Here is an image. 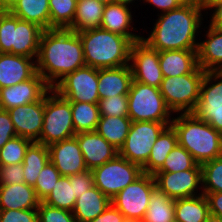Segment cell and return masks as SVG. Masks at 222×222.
I'll return each instance as SVG.
<instances>
[{
	"label": "cell",
	"mask_w": 222,
	"mask_h": 222,
	"mask_svg": "<svg viewBox=\"0 0 222 222\" xmlns=\"http://www.w3.org/2000/svg\"><path fill=\"white\" fill-rule=\"evenodd\" d=\"M52 88L37 72L31 79L0 89V109L9 110L17 106L41 100Z\"/></svg>",
	"instance_id": "cell-16"
},
{
	"label": "cell",
	"mask_w": 222,
	"mask_h": 222,
	"mask_svg": "<svg viewBox=\"0 0 222 222\" xmlns=\"http://www.w3.org/2000/svg\"><path fill=\"white\" fill-rule=\"evenodd\" d=\"M163 77L192 73L198 67L197 50H166L159 52Z\"/></svg>",
	"instance_id": "cell-23"
},
{
	"label": "cell",
	"mask_w": 222,
	"mask_h": 222,
	"mask_svg": "<svg viewBox=\"0 0 222 222\" xmlns=\"http://www.w3.org/2000/svg\"><path fill=\"white\" fill-rule=\"evenodd\" d=\"M207 198L210 214L222 218V192H202Z\"/></svg>",
	"instance_id": "cell-48"
},
{
	"label": "cell",
	"mask_w": 222,
	"mask_h": 222,
	"mask_svg": "<svg viewBox=\"0 0 222 222\" xmlns=\"http://www.w3.org/2000/svg\"><path fill=\"white\" fill-rule=\"evenodd\" d=\"M183 4H194L200 6L201 0H181Z\"/></svg>",
	"instance_id": "cell-54"
},
{
	"label": "cell",
	"mask_w": 222,
	"mask_h": 222,
	"mask_svg": "<svg viewBox=\"0 0 222 222\" xmlns=\"http://www.w3.org/2000/svg\"><path fill=\"white\" fill-rule=\"evenodd\" d=\"M37 211L38 222H77L72 212L49 206L42 201Z\"/></svg>",
	"instance_id": "cell-42"
},
{
	"label": "cell",
	"mask_w": 222,
	"mask_h": 222,
	"mask_svg": "<svg viewBox=\"0 0 222 222\" xmlns=\"http://www.w3.org/2000/svg\"><path fill=\"white\" fill-rule=\"evenodd\" d=\"M61 177V174L56 169L54 164L49 161L44 168L40 171L36 180V184L33 187L37 198L43 201L46 196L52 191L57 180Z\"/></svg>",
	"instance_id": "cell-40"
},
{
	"label": "cell",
	"mask_w": 222,
	"mask_h": 222,
	"mask_svg": "<svg viewBox=\"0 0 222 222\" xmlns=\"http://www.w3.org/2000/svg\"><path fill=\"white\" fill-rule=\"evenodd\" d=\"M205 222H222V218L213 214H209Z\"/></svg>",
	"instance_id": "cell-53"
},
{
	"label": "cell",
	"mask_w": 222,
	"mask_h": 222,
	"mask_svg": "<svg viewBox=\"0 0 222 222\" xmlns=\"http://www.w3.org/2000/svg\"><path fill=\"white\" fill-rule=\"evenodd\" d=\"M153 177L156 188L169 198H189L197 196L195 190L202 184V168L196 164L192 169L185 171L156 172Z\"/></svg>",
	"instance_id": "cell-15"
},
{
	"label": "cell",
	"mask_w": 222,
	"mask_h": 222,
	"mask_svg": "<svg viewBox=\"0 0 222 222\" xmlns=\"http://www.w3.org/2000/svg\"><path fill=\"white\" fill-rule=\"evenodd\" d=\"M50 161L48 146L33 141L27 148L23 160L24 180L27 185L35 186L40 171Z\"/></svg>",
	"instance_id": "cell-32"
},
{
	"label": "cell",
	"mask_w": 222,
	"mask_h": 222,
	"mask_svg": "<svg viewBox=\"0 0 222 222\" xmlns=\"http://www.w3.org/2000/svg\"><path fill=\"white\" fill-rule=\"evenodd\" d=\"M125 220V216L110 203L103 213L89 222H124Z\"/></svg>",
	"instance_id": "cell-47"
},
{
	"label": "cell",
	"mask_w": 222,
	"mask_h": 222,
	"mask_svg": "<svg viewBox=\"0 0 222 222\" xmlns=\"http://www.w3.org/2000/svg\"><path fill=\"white\" fill-rule=\"evenodd\" d=\"M178 144V137L172 125L167 126L151 148L147 162L142 166L143 173L154 175L162 166L166 157Z\"/></svg>",
	"instance_id": "cell-27"
},
{
	"label": "cell",
	"mask_w": 222,
	"mask_h": 222,
	"mask_svg": "<svg viewBox=\"0 0 222 222\" xmlns=\"http://www.w3.org/2000/svg\"><path fill=\"white\" fill-rule=\"evenodd\" d=\"M0 222H38L37 209L0 210Z\"/></svg>",
	"instance_id": "cell-43"
},
{
	"label": "cell",
	"mask_w": 222,
	"mask_h": 222,
	"mask_svg": "<svg viewBox=\"0 0 222 222\" xmlns=\"http://www.w3.org/2000/svg\"><path fill=\"white\" fill-rule=\"evenodd\" d=\"M97 1L104 5L114 3V0H97Z\"/></svg>",
	"instance_id": "cell-56"
},
{
	"label": "cell",
	"mask_w": 222,
	"mask_h": 222,
	"mask_svg": "<svg viewBox=\"0 0 222 222\" xmlns=\"http://www.w3.org/2000/svg\"><path fill=\"white\" fill-rule=\"evenodd\" d=\"M69 102L98 104V69L83 66L67 74L53 88Z\"/></svg>",
	"instance_id": "cell-12"
},
{
	"label": "cell",
	"mask_w": 222,
	"mask_h": 222,
	"mask_svg": "<svg viewBox=\"0 0 222 222\" xmlns=\"http://www.w3.org/2000/svg\"><path fill=\"white\" fill-rule=\"evenodd\" d=\"M50 161L61 176H70L87 171L77 138L71 137L48 146Z\"/></svg>",
	"instance_id": "cell-18"
},
{
	"label": "cell",
	"mask_w": 222,
	"mask_h": 222,
	"mask_svg": "<svg viewBox=\"0 0 222 222\" xmlns=\"http://www.w3.org/2000/svg\"><path fill=\"white\" fill-rule=\"evenodd\" d=\"M220 3H222V0H201L200 7L202 8V10H211L214 6Z\"/></svg>",
	"instance_id": "cell-51"
},
{
	"label": "cell",
	"mask_w": 222,
	"mask_h": 222,
	"mask_svg": "<svg viewBox=\"0 0 222 222\" xmlns=\"http://www.w3.org/2000/svg\"><path fill=\"white\" fill-rule=\"evenodd\" d=\"M206 36L198 44V66L204 71H222V29L209 25Z\"/></svg>",
	"instance_id": "cell-25"
},
{
	"label": "cell",
	"mask_w": 222,
	"mask_h": 222,
	"mask_svg": "<svg viewBox=\"0 0 222 222\" xmlns=\"http://www.w3.org/2000/svg\"><path fill=\"white\" fill-rule=\"evenodd\" d=\"M17 136L38 141L43 129L44 97L8 110Z\"/></svg>",
	"instance_id": "cell-17"
},
{
	"label": "cell",
	"mask_w": 222,
	"mask_h": 222,
	"mask_svg": "<svg viewBox=\"0 0 222 222\" xmlns=\"http://www.w3.org/2000/svg\"><path fill=\"white\" fill-rule=\"evenodd\" d=\"M68 177L70 183H73V190L76 199L94 186V178L91 170H87L83 173L75 175H70Z\"/></svg>",
	"instance_id": "cell-45"
},
{
	"label": "cell",
	"mask_w": 222,
	"mask_h": 222,
	"mask_svg": "<svg viewBox=\"0 0 222 222\" xmlns=\"http://www.w3.org/2000/svg\"><path fill=\"white\" fill-rule=\"evenodd\" d=\"M94 186L110 200L143 174L142 167L119 154L92 170Z\"/></svg>",
	"instance_id": "cell-9"
},
{
	"label": "cell",
	"mask_w": 222,
	"mask_h": 222,
	"mask_svg": "<svg viewBox=\"0 0 222 222\" xmlns=\"http://www.w3.org/2000/svg\"><path fill=\"white\" fill-rule=\"evenodd\" d=\"M132 22V14L129 6L114 2L105 5L100 27L129 38L134 43L141 40L143 36L133 34L129 31V29H134L130 25Z\"/></svg>",
	"instance_id": "cell-24"
},
{
	"label": "cell",
	"mask_w": 222,
	"mask_h": 222,
	"mask_svg": "<svg viewBox=\"0 0 222 222\" xmlns=\"http://www.w3.org/2000/svg\"><path fill=\"white\" fill-rule=\"evenodd\" d=\"M111 203V200L96 186L80 195L72 213L77 222H89L99 216Z\"/></svg>",
	"instance_id": "cell-26"
},
{
	"label": "cell",
	"mask_w": 222,
	"mask_h": 222,
	"mask_svg": "<svg viewBox=\"0 0 222 222\" xmlns=\"http://www.w3.org/2000/svg\"><path fill=\"white\" fill-rule=\"evenodd\" d=\"M135 2V0H114L115 3H118V4H123V5H126V6H129V4L132 2Z\"/></svg>",
	"instance_id": "cell-55"
},
{
	"label": "cell",
	"mask_w": 222,
	"mask_h": 222,
	"mask_svg": "<svg viewBox=\"0 0 222 222\" xmlns=\"http://www.w3.org/2000/svg\"><path fill=\"white\" fill-rule=\"evenodd\" d=\"M129 64L134 81L159 88L163 80L159 52L142 39L132 44Z\"/></svg>",
	"instance_id": "cell-14"
},
{
	"label": "cell",
	"mask_w": 222,
	"mask_h": 222,
	"mask_svg": "<svg viewBox=\"0 0 222 222\" xmlns=\"http://www.w3.org/2000/svg\"><path fill=\"white\" fill-rule=\"evenodd\" d=\"M124 222H142L141 220L126 219Z\"/></svg>",
	"instance_id": "cell-57"
},
{
	"label": "cell",
	"mask_w": 222,
	"mask_h": 222,
	"mask_svg": "<svg viewBox=\"0 0 222 222\" xmlns=\"http://www.w3.org/2000/svg\"><path fill=\"white\" fill-rule=\"evenodd\" d=\"M131 123L128 116H100L96 132L119 150L127 138Z\"/></svg>",
	"instance_id": "cell-29"
},
{
	"label": "cell",
	"mask_w": 222,
	"mask_h": 222,
	"mask_svg": "<svg viewBox=\"0 0 222 222\" xmlns=\"http://www.w3.org/2000/svg\"><path fill=\"white\" fill-rule=\"evenodd\" d=\"M22 163L0 166V185L24 183Z\"/></svg>",
	"instance_id": "cell-44"
},
{
	"label": "cell",
	"mask_w": 222,
	"mask_h": 222,
	"mask_svg": "<svg viewBox=\"0 0 222 222\" xmlns=\"http://www.w3.org/2000/svg\"><path fill=\"white\" fill-rule=\"evenodd\" d=\"M88 170L114 159L119 150L107 142L96 131L80 132L75 135Z\"/></svg>",
	"instance_id": "cell-19"
},
{
	"label": "cell",
	"mask_w": 222,
	"mask_h": 222,
	"mask_svg": "<svg viewBox=\"0 0 222 222\" xmlns=\"http://www.w3.org/2000/svg\"><path fill=\"white\" fill-rule=\"evenodd\" d=\"M205 72L199 66L189 74L163 77L159 90L172 113H193L197 107Z\"/></svg>",
	"instance_id": "cell-7"
},
{
	"label": "cell",
	"mask_w": 222,
	"mask_h": 222,
	"mask_svg": "<svg viewBox=\"0 0 222 222\" xmlns=\"http://www.w3.org/2000/svg\"><path fill=\"white\" fill-rule=\"evenodd\" d=\"M215 8L211 16L210 26L218 29H222V3L214 6Z\"/></svg>",
	"instance_id": "cell-50"
},
{
	"label": "cell",
	"mask_w": 222,
	"mask_h": 222,
	"mask_svg": "<svg viewBox=\"0 0 222 222\" xmlns=\"http://www.w3.org/2000/svg\"><path fill=\"white\" fill-rule=\"evenodd\" d=\"M132 80L130 65L98 69L99 98L105 99L116 95H128Z\"/></svg>",
	"instance_id": "cell-21"
},
{
	"label": "cell",
	"mask_w": 222,
	"mask_h": 222,
	"mask_svg": "<svg viewBox=\"0 0 222 222\" xmlns=\"http://www.w3.org/2000/svg\"><path fill=\"white\" fill-rule=\"evenodd\" d=\"M156 6L162 13L179 8L183 2L181 0H143Z\"/></svg>",
	"instance_id": "cell-49"
},
{
	"label": "cell",
	"mask_w": 222,
	"mask_h": 222,
	"mask_svg": "<svg viewBox=\"0 0 222 222\" xmlns=\"http://www.w3.org/2000/svg\"><path fill=\"white\" fill-rule=\"evenodd\" d=\"M77 33L82 41L86 66L107 69L130 64L133 42L129 38L101 27Z\"/></svg>",
	"instance_id": "cell-3"
},
{
	"label": "cell",
	"mask_w": 222,
	"mask_h": 222,
	"mask_svg": "<svg viewBox=\"0 0 222 222\" xmlns=\"http://www.w3.org/2000/svg\"><path fill=\"white\" fill-rule=\"evenodd\" d=\"M104 7L97 0H77L74 20L69 30L82 32L100 27Z\"/></svg>",
	"instance_id": "cell-31"
},
{
	"label": "cell",
	"mask_w": 222,
	"mask_h": 222,
	"mask_svg": "<svg viewBox=\"0 0 222 222\" xmlns=\"http://www.w3.org/2000/svg\"><path fill=\"white\" fill-rule=\"evenodd\" d=\"M175 200L157 188L153 191L142 222H174Z\"/></svg>",
	"instance_id": "cell-33"
},
{
	"label": "cell",
	"mask_w": 222,
	"mask_h": 222,
	"mask_svg": "<svg viewBox=\"0 0 222 222\" xmlns=\"http://www.w3.org/2000/svg\"><path fill=\"white\" fill-rule=\"evenodd\" d=\"M167 126L152 121L132 122L119 155L142 167L150 156L154 142Z\"/></svg>",
	"instance_id": "cell-10"
},
{
	"label": "cell",
	"mask_w": 222,
	"mask_h": 222,
	"mask_svg": "<svg viewBox=\"0 0 222 222\" xmlns=\"http://www.w3.org/2000/svg\"><path fill=\"white\" fill-rule=\"evenodd\" d=\"M156 189L153 175L143 173L111 199L126 219L143 220L150 198Z\"/></svg>",
	"instance_id": "cell-11"
},
{
	"label": "cell",
	"mask_w": 222,
	"mask_h": 222,
	"mask_svg": "<svg viewBox=\"0 0 222 222\" xmlns=\"http://www.w3.org/2000/svg\"><path fill=\"white\" fill-rule=\"evenodd\" d=\"M36 64L37 72L51 88L67 74L85 66L79 34L69 29L43 30Z\"/></svg>",
	"instance_id": "cell-1"
},
{
	"label": "cell",
	"mask_w": 222,
	"mask_h": 222,
	"mask_svg": "<svg viewBox=\"0 0 222 222\" xmlns=\"http://www.w3.org/2000/svg\"><path fill=\"white\" fill-rule=\"evenodd\" d=\"M42 32L38 25L21 20L9 10H0V53L37 60Z\"/></svg>",
	"instance_id": "cell-5"
},
{
	"label": "cell",
	"mask_w": 222,
	"mask_h": 222,
	"mask_svg": "<svg viewBox=\"0 0 222 222\" xmlns=\"http://www.w3.org/2000/svg\"><path fill=\"white\" fill-rule=\"evenodd\" d=\"M16 136L9 112L0 109V148H2L7 141Z\"/></svg>",
	"instance_id": "cell-46"
},
{
	"label": "cell",
	"mask_w": 222,
	"mask_h": 222,
	"mask_svg": "<svg viewBox=\"0 0 222 222\" xmlns=\"http://www.w3.org/2000/svg\"><path fill=\"white\" fill-rule=\"evenodd\" d=\"M127 97L128 117L132 122L152 121L171 125L172 111L167 106L159 88L132 80Z\"/></svg>",
	"instance_id": "cell-6"
},
{
	"label": "cell",
	"mask_w": 222,
	"mask_h": 222,
	"mask_svg": "<svg viewBox=\"0 0 222 222\" xmlns=\"http://www.w3.org/2000/svg\"><path fill=\"white\" fill-rule=\"evenodd\" d=\"M100 116H128L127 95H116L98 102Z\"/></svg>",
	"instance_id": "cell-41"
},
{
	"label": "cell",
	"mask_w": 222,
	"mask_h": 222,
	"mask_svg": "<svg viewBox=\"0 0 222 222\" xmlns=\"http://www.w3.org/2000/svg\"><path fill=\"white\" fill-rule=\"evenodd\" d=\"M36 73L37 64L33 58L0 53V89L31 79Z\"/></svg>",
	"instance_id": "cell-20"
},
{
	"label": "cell",
	"mask_w": 222,
	"mask_h": 222,
	"mask_svg": "<svg viewBox=\"0 0 222 222\" xmlns=\"http://www.w3.org/2000/svg\"><path fill=\"white\" fill-rule=\"evenodd\" d=\"M196 164L192 155L181 145L177 144L157 172L185 171L192 169Z\"/></svg>",
	"instance_id": "cell-39"
},
{
	"label": "cell",
	"mask_w": 222,
	"mask_h": 222,
	"mask_svg": "<svg viewBox=\"0 0 222 222\" xmlns=\"http://www.w3.org/2000/svg\"><path fill=\"white\" fill-rule=\"evenodd\" d=\"M43 203L72 212L75 206L76 197L73 190V183L69 177L61 176L52 191L42 201Z\"/></svg>",
	"instance_id": "cell-35"
},
{
	"label": "cell",
	"mask_w": 222,
	"mask_h": 222,
	"mask_svg": "<svg viewBox=\"0 0 222 222\" xmlns=\"http://www.w3.org/2000/svg\"><path fill=\"white\" fill-rule=\"evenodd\" d=\"M171 125L178 137V144L185 148L195 162L202 165L222 156V134L193 113H180Z\"/></svg>",
	"instance_id": "cell-4"
},
{
	"label": "cell",
	"mask_w": 222,
	"mask_h": 222,
	"mask_svg": "<svg viewBox=\"0 0 222 222\" xmlns=\"http://www.w3.org/2000/svg\"><path fill=\"white\" fill-rule=\"evenodd\" d=\"M202 8L182 4L179 8L162 13L148 38L142 37L158 52L166 50H198L196 36L202 24Z\"/></svg>",
	"instance_id": "cell-2"
},
{
	"label": "cell",
	"mask_w": 222,
	"mask_h": 222,
	"mask_svg": "<svg viewBox=\"0 0 222 222\" xmlns=\"http://www.w3.org/2000/svg\"><path fill=\"white\" fill-rule=\"evenodd\" d=\"M18 0H0V10H9Z\"/></svg>",
	"instance_id": "cell-52"
},
{
	"label": "cell",
	"mask_w": 222,
	"mask_h": 222,
	"mask_svg": "<svg viewBox=\"0 0 222 222\" xmlns=\"http://www.w3.org/2000/svg\"><path fill=\"white\" fill-rule=\"evenodd\" d=\"M201 168L202 192H222V156L202 164Z\"/></svg>",
	"instance_id": "cell-38"
},
{
	"label": "cell",
	"mask_w": 222,
	"mask_h": 222,
	"mask_svg": "<svg viewBox=\"0 0 222 222\" xmlns=\"http://www.w3.org/2000/svg\"><path fill=\"white\" fill-rule=\"evenodd\" d=\"M212 80L215 81L214 84H210ZM193 114L222 134V71L205 72Z\"/></svg>",
	"instance_id": "cell-13"
},
{
	"label": "cell",
	"mask_w": 222,
	"mask_h": 222,
	"mask_svg": "<svg viewBox=\"0 0 222 222\" xmlns=\"http://www.w3.org/2000/svg\"><path fill=\"white\" fill-rule=\"evenodd\" d=\"M32 142L30 139L20 136L7 141L0 148V166L23 163L27 148Z\"/></svg>",
	"instance_id": "cell-37"
},
{
	"label": "cell",
	"mask_w": 222,
	"mask_h": 222,
	"mask_svg": "<svg viewBox=\"0 0 222 222\" xmlns=\"http://www.w3.org/2000/svg\"><path fill=\"white\" fill-rule=\"evenodd\" d=\"M9 11L21 20L50 29L49 0H18Z\"/></svg>",
	"instance_id": "cell-28"
},
{
	"label": "cell",
	"mask_w": 222,
	"mask_h": 222,
	"mask_svg": "<svg viewBox=\"0 0 222 222\" xmlns=\"http://www.w3.org/2000/svg\"><path fill=\"white\" fill-rule=\"evenodd\" d=\"M39 203L35 189L25 182L0 185V210L37 209Z\"/></svg>",
	"instance_id": "cell-22"
},
{
	"label": "cell",
	"mask_w": 222,
	"mask_h": 222,
	"mask_svg": "<svg viewBox=\"0 0 222 222\" xmlns=\"http://www.w3.org/2000/svg\"><path fill=\"white\" fill-rule=\"evenodd\" d=\"M72 121L75 133L96 131L100 113L98 104L71 102Z\"/></svg>",
	"instance_id": "cell-34"
},
{
	"label": "cell",
	"mask_w": 222,
	"mask_h": 222,
	"mask_svg": "<svg viewBox=\"0 0 222 222\" xmlns=\"http://www.w3.org/2000/svg\"><path fill=\"white\" fill-rule=\"evenodd\" d=\"M50 93L44 96L43 129L37 141L45 146L76 135L72 121L71 102L53 89Z\"/></svg>",
	"instance_id": "cell-8"
},
{
	"label": "cell",
	"mask_w": 222,
	"mask_h": 222,
	"mask_svg": "<svg viewBox=\"0 0 222 222\" xmlns=\"http://www.w3.org/2000/svg\"><path fill=\"white\" fill-rule=\"evenodd\" d=\"M77 0H49L50 29H69L72 26Z\"/></svg>",
	"instance_id": "cell-36"
},
{
	"label": "cell",
	"mask_w": 222,
	"mask_h": 222,
	"mask_svg": "<svg viewBox=\"0 0 222 222\" xmlns=\"http://www.w3.org/2000/svg\"><path fill=\"white\" fill-rule=\"evenodd\" d=\"M209 214L208 201L203 193L194 197L175 199L176 222H205Z\"/></svg>",
	"instance_id": "cell-30"
}]
</instances>
